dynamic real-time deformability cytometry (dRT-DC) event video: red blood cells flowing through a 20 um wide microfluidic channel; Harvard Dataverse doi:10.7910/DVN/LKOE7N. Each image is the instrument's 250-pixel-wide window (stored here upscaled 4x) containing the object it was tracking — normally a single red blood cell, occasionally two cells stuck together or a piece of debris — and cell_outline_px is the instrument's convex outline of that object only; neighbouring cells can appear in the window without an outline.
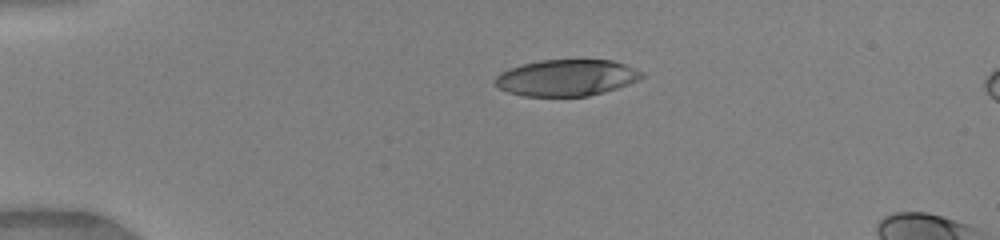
{"species": "human", "species_latin": "Homo sapiens", "temperature_condition": "warm", "stored_images_in_passage": 39, "camera_frame_rate_fps": 3000, "um_per_image_px": 0.085, "donor": {"sex": "female"}, "frame": {"image": 1, "passage_image": 1, "time_ms": 0.0, "image_size_px": [1000, 240], "cell_outline_px": [[644, 76], [628, 84], [604, 92], [588, 96], [524, 96], [508, 92], [500, 88], [492, 80], [500, 72], [508, 68], [540, 60], [612, 60], [624, 64], [644, 72]], "centroid_in_image_um": [48.13, 6.61], "position_along_channel_um": 36.9, "area_um2": 31.04}}
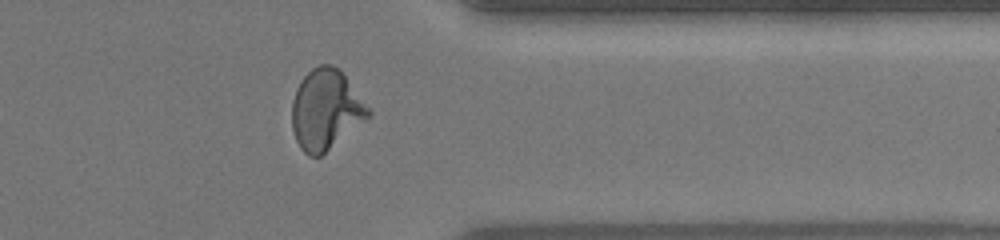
{"frame": {"image": 2, "passage_image": 30, "time_ms": 9.667, "image_size_px": [1000, 240], "cell_outline_px": [[372, 116], [320, 156], [308, 156], [300, 148], [296, 140], [292, 128], [292, 100], [296, 88], [300, 80], [312, 68], [320, 64], [332, 64], [344, 76], [372, 112]], "centroid_in_image_um": [27.67, 9.34], "position_along_channel_um": 383.7, "area_um2": 35.43}}
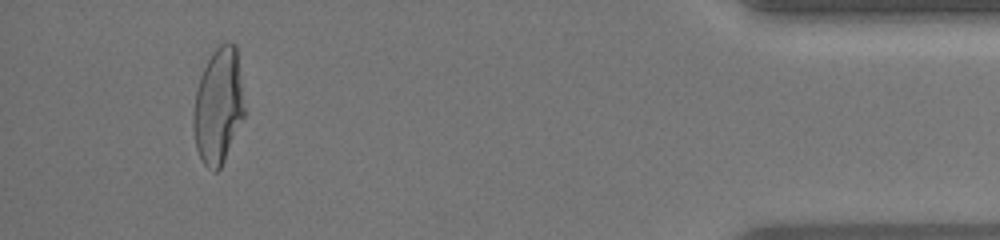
{"frame": {"image": 3, "passage_image": 36, "time_ms": 11.667, "image_size_px": [1000, 240], "cell_outline_px": [[248, 112], [220, 168], [216, 172], [212, 172], [204, 164], [196, 148], [192, 124], [192, 112], [196, 88], [200, 76], [212, 52], [220, 44], [228, 40], [236, 44]], "centroid_in_image_um": [18.6, 8.99], "position_along_channel_um": 416.6, "area_um2": 35.66}, "authors_computed_cell_mechanics": {"area_um2": 34.0442, "velocity_mm_per_s": 4.1604, "shape_relaxation_time_tau1_ms": 6.0696, "shape_relaxation_time_tau2_ms": 0.9937, "deformation_change_tau1": 0.2816, "deformation_change_tau2": 0.0661}}